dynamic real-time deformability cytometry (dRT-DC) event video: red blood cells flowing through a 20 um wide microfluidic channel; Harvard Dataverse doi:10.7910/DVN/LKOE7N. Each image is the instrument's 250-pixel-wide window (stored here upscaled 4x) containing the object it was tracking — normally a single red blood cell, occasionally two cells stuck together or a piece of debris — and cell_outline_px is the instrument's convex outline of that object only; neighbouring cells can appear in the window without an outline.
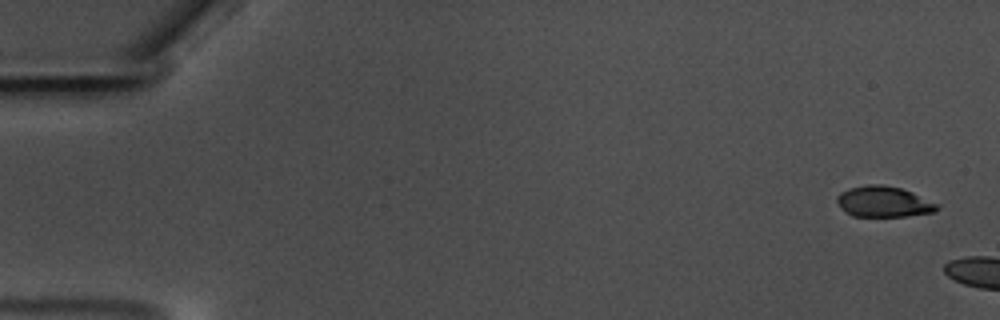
{"species": "common noctule bat (a hibernating species)", "species_latin": "Nyctalus noctula", "temperature_condition": "warm", "stored_images_in_passage": 6, "camera_frame_rate_fps": 3000, "um_per_image_px": 0.085, "animal": {"sex": "male", "body_mass_g": 17.5, "forearm_length_mm": 52.3}, "frame": {"image": 1, "passage_image": 1, "time_ms": 0.0, "image_size_px": [1000, 320], "cell_outline_px": [[940, 208], [932, 212], [904, 216], [852, 216], [840, 208], [836, 200], [836, 196], [840, 192], [848, 188], [868, 184], [880, 184], [900, 188], [912, 192], [940, 204]], "centroid_in_image_um": [75.09, 17.14], "position_along_channel_um": 9.9, "area_um2": 18.03}}